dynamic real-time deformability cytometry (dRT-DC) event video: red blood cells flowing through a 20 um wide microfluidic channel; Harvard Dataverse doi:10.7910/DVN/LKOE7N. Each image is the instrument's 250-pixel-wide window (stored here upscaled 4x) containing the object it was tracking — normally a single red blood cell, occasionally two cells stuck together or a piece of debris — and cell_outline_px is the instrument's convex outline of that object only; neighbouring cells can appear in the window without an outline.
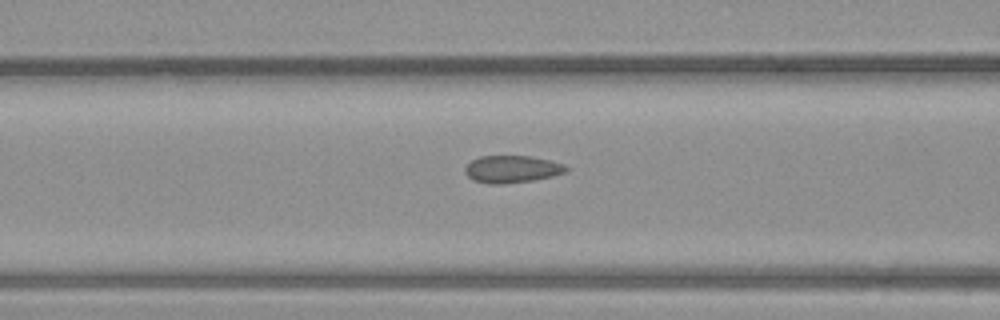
{"species": "common noctule bat (a hibernating species)", "species_latin": "Nyctalus noctula", "temperature_condition": "warm", "stored_images_in_passage": 32, "camera_frame_rate_fps": 3000, "um_per_image_px": 0.085, "animal": {"sex": "male", "body_mass_g": 23.1, "forearm_length_mm": 52.7}, "frame": {"image": 1, "passage_image": 16, "time_ms": 5.0, "image_size_px": [1000, 320], "cell_outline_px": [[568, 168], [564, 172], [552, 176], [536, 180], [500, 184], [488, 184], [472, 180], [464, 172], [464, 168], [472, 160], [480, 156], [528, 156], [548, 160], [564, 164]], "centroid_in_image_um": [43.47, 14.38], "position_along_channel_um": 123.1, "area_um2": 16.01}}
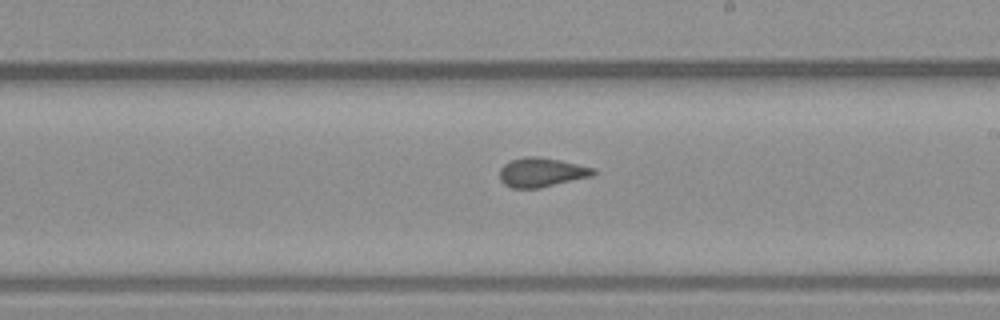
{"frame": {"image": 2, "passage_image": 23, "time_ms": 7.333, "image_size_px": [1000, 320], "cell_outline_px": [[596, 172], [592, 176], [540, 188], [512, 188], [504, 184], [500, 180], [500, 168], [504, 164], [512, 160], [528, 156], [536, 156], [560, 160], [596, 168]], "centroid_in_image_um": [46.04, 14.65], "position_along_channel_um": 243.0, "area_um2": 15.95}}
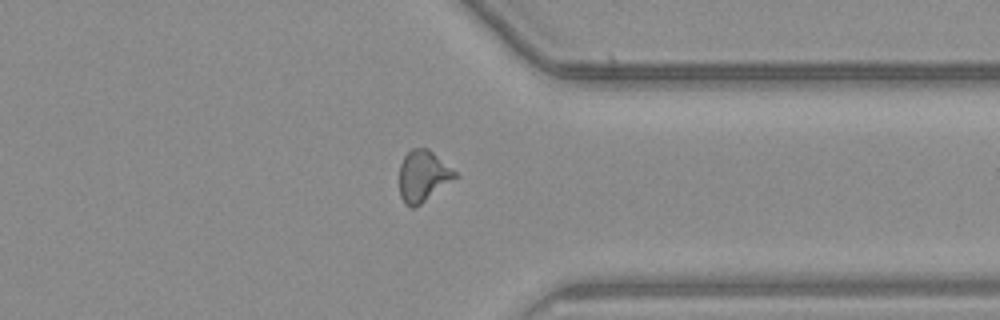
{"frame": {"image": 3, "passage_image": 31, "time_ms": 10.0, "image_size_px": [1000, 320], "cell_outline_px": [[460, 176], [420, 204], [412, 208], [404, 204], [400, 196], [400, 164], [404, 156], [412, 148], [428, 148], [456, 172]], "centroid_in_image_um": [35.96, 14.97], "position_along_channel_um": 375.4, "area_um2": 16.59}}